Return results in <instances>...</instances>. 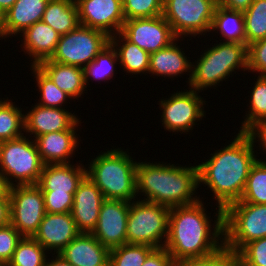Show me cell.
I'll use <instances>...</instances> for the list:
<instances>
[{
  "instance_id": "44dd1931",
  "label": "cell",
  "mask_w": 266,
  "mask_h": 266,
  "mask_svg": "<svg viewBox=\"0 0 266 266\" xmlns=\"http://www.w3.org/2000/svg\"><path fill=\"white\" fill-rule=\"evenodd\" d=\"M18 36L17 39L20 37L22 39L21 51L30 57L29 66H38L41 62L51 59L61 35L48 24L40 21L26 28Z\"/></svg>"
},
{
  "instance_id": "7402d4cb",
  "label": "cell",
  "mask_w": 266,
  "mask_h": 266,
  "mask_svg": "<svg viewBox=\"0 0 266 266\" xmlns=\"http://www.w3.org/2000/svg\"><path fill=\"white\" fill-rule=\"evenodd\" d=\"M109 252L91 233H79L58 254L73 266H109Z\"/></svg>"
},
{
  "instance_id": "e575fe53",
  "label": "cell",
  "mask_w": 266,
  "mask_h": 266,
  "mask_svg": "<svg viewBox=\"0 0 266 266\" xmlns=\"http://www.w3.org/2000/svg\"><path fill=\"white\" fill-rule=\"evenodd\" d=\"M243 14L246 45L266 38V0H254Z\"/></svg>"
},
{
  "instance_id": "f1b7e54d",
  "label": "cell",
  "mask_w": 266,
  "mask_h": 266,
  "mask_svg": "<svg viewBox=\"0 0 266 266\" xmlns=\"http://www.w3.org/2000/svg\"><path fill=\"white\" fill-rule=\"evenodd\" d=\"M254 81L253 86L249 87L252 90L248 91L249 104L246 106L249 110L245 111L246 117H243L238 132H248L255 125L266 123V76H254Z\"/></svg>"
},
{
  "instance_id": "2e32d148",
  "label": "cell",
  "mask_w": 266,
  "mask_h": 266,
  "mask_svg": "<svg viewBox=\"0 0 266 266\" xmlns=\"http://www.w3.org/2000/svg\"><path fill=\"white\" fill-rule=\"evenodd\" d=\"M27 108L24 111L25 135L33 140L46 133L80 129L81 118L75 111L72 113L69 109L45 107L36 103L28 111Z\"/></svg>"
},
{
  "instance_id": "4dcf8cb0",
  "label": "cell",
  "mask_w": 266,
  "mask_h": 266,
  "mask_svg": "<svg viewBox=\"0 0 266 266\" xmlns=\"http://www.w3.org/2000/svg\"><path fill=\"white\" fill-rule=\"evenodd\" d=\"M29 69L31 70V74H33L32 76H34L33 78L36 80L35 88L38 87L37 93L40 92L36 104L45 107L67 109L66 105L72 98L66 92L59 89L38 66H30Z\"/></svg>"
},
{
  "instance_id": "cb8c5ba5",
  "label": "cell",
  "mask_w": 266,
  "mask_h": 266,
  "mask_svg": "<svg viewBox=\"0 0 266 266\" xmlns=\"http://www.w3.org/2000/svg\"><path fill=\"white\" fill-rule=\"evenodd\" d=\"M49 0H16L2 16L1 39L17 37L26 28L42 20Z\"/></svg>"
},
{
  "instance_id": "83f0119b",
  "label": "cell",
  "mask_w": 266,
  "mask_h": 266,
  "mask_svg": "<svg viewBox=\"0 0 266 266\" xmlns=\"http://www.w3.org/2000/svg\"><path fill=\"white\" fill-rule=\"evenodd\" d=\"M41 21L60 35L73 31L80 24L76 1L49 0Z\"/></svg>"
},
{
  "instance_id": "836d02e7",
  "label": "cell",
  "mask_w": 266,
  "mask_h": 266,
  "mask_svg": "<svg viewBox=\"0 0 266 266\" xmlns=\"http://www.w3.org/2000/svg\"><path fill=\"white\" fill-rule=\"evenodd\" d=\"M236 202L266 204V162L258 159L252 166L241 199Z\"/></svg>"
},
{
  "instance_id": "484cf974",
  "label": "cell",
  "mask_w": 266,
  "mask_h": 266,
  "mask_svg": "<svg viewBox=\"0 0 266 266\" xmlns=\"http://www.w3.org/2000/svg\"><path fill=\"white\" fill-rule=\"evenodd\" d=\"M109 43L114 47L117 53L119 67L122 72L132 76H148L150 54L129 41L121 32L110 36Z\"/></svg>"
},
{
  "instance_id": "bcb514c9",
  "label": "cell",
  "mask_w": 266,
  "mask_h": 266,
  "mask_svg": "<svg viewBox=\"0 0 266 266\" xmlns=\"http://www.w3.org/2000/svg\"><path fill=\"white\" fill-rule=\"evenodd\" d=\"M10 224V198H0V227Z\"/></svg>"
},
{
  "instance_id": "f35d334b",
  "label": "cell",
  "mask_w": 266,
  "mask_h": 266,
  "mask_svg": "<svg viewBox=\"0 0 266 266\" xmlns=\"http://www.w3.org/2000/svg\"><path fill=\"white\" fill-rule=\"evenodd\" d=\"M22 237L11 223L0 227V262L5 264L10 262Z\"/></svg>"
},
{
  "instance_id": "4fadbf2b",
  "label": "cell",
  "mask_w": 266,
  "mask_h": 266,
  "mask_svg": "<svg viewBox=\"0 0 266 266\" xmlns=\"http://www.w3.org/2000/svg\"><path fill=\"white\" fill-rule=\"evenodd\" d=\"M121 33L149 54L167 47L178 38L163 15L125 20Z\"/></svg>"
},
{
  "instance_id": "f6af8a7d",
  "label": "cell",
  "mask_w": 266,
  "mask_h": 266,
  "mask_svg": "<svg viewBox=\"0 0 266 266\" xmlns=\"http://www.w3.org/2000/svg\"><path fill=\"white\" fill-rule=\"evenodd\" d=\"M254 0H218V5L236 11H246Z\"/></svg>"
},
{
  "instance_id": "c3c4849f",
  "label": "cell",
  "mask_w": 266,
  "mask_h": 266,
  "mask_svg": "<svg viewBox=\"0 0 266 266\" xmlns=\"http://www.w3.org/2000/svg\"><path fill=\"white\" fill-rule=\"evenodd\" d=\"M51 255L48 256L45 266H73L68 261L64 260L59 254H52V259L49 258Z\"/></svg>"
},
{
  "instance_id": "74e56055",
  "label": "cell",
  "mask_w": 266,
  "mask_h": 266,
  "mask_svg": "<svg viewBox=\"0 0 266 266\" xmlns=\"http://www.w3.org/2000/svg\"><path fill=\"white\" fill-rule=\"evenodd\" d=\"M234 257L242 266H266V237L247 243Z\"/></svg>"
},
{
  "instance_id": "d6a6232c",
  "label": "cell",
  "mask_w": 266,
  "mask_h": 266,
  "mask_svg": "<svg viewBox=\"0 0 266 266\" xmlns=\"http://www.w3.org/2000/svg\"><path fill=\"white\" fill-rule=\"evenodd\" d=\"M50 254L33 237L23 236L8 266H45Z\"/></svg>"
},
{
  "instance_id": "7a4b0ae2",
  "label": "cell",
  "mask_w": 266,
  "mask_h": 266,
  "mask_svg": "<svg viewBox=\"0 0 266 266\" xmlns=\"http://www.w3.org/2000/svg\"><path fill=\"white\" fill-rule=\"evenodd\" d=\"M205 204L199 199L190 205L171 208L164 248L173 261L206 258L224 248L223 209L215 207L213 221Z\"/></svg>"
},
{
  "instance_id": "ac0fdd59",
  "label": "cell",
  "mask_w": 266,
  "mask_h": 266,
  "mask_svg": "<svg viewBox=\"0 0 266 266\" xmlns=\"http://www.w3.org/2000/svg\"><path fill=\"white\" fill-rule=\"evenodd\" d=\"M79 233L71 212L46 213L33 238L49 253L58 254Z\"/></svg>"
},
{
  "instance_id": "4316f807",
  "label": "cell",
  "mask_w": 266,
  "mask_h": 266,
  "mask_svg": "<svg viewBox=\"0 0 266 266\" xmlns=\"http://www.w3.org/2000/svg\"><path fill=\"white\" fill-rule=\"evenodd\" d=\"M210 35H220L222 42L246 44L244 14L242 11L230 10L217 5L211 24ZM214 33H218L215 34ZM224 38V39H222Z\"/></svg>"
},
{
  "instance_id": "5b68a950",
  "label": "cell",
  "mask_w": 266,
  "mask_h": 266,
  "mask_svg": "<svg viewBox=\"0 0 266 266\" xmlns=\"http://www.w3.org/2000/svg\"><path fill=\"white\" fill-rule=\"evenodd\" d=\"M215 41L217 43L212 47L202 48L197 61L192 62V78L188 86L198 92L222 86L220 83L226 82L237 71L248 72L246 44Z\"/></svg>"
},
{
  "instance_id": "ee69618b",
  "label": "cell",
  "mask_w": 266,
  "mask_h": 266,
  "mask_svg": "<svg viewBox=\"0 0 266 266\" xmlns=\"http://www.w3.org/2000/svg\"><path fill=\"white\" fill-rule=\"evenodd\" d=\"M253 139V142L258 144L256 146V150L261 151L258 154L262 153L263 155H266V123H261L258 125H255L252 129H250L247 132ZM258 148V149H257ZM261 149V150H260ZM266 157V156H265ZM266 158H261L259 160H262L266 162Z\"/></svg>"
},
{
  "instance_id": "8fae6325",
  "label": "cell",
  "mask_w": 266,
  "mask_h": 266,
  "mask_svg": "<svg viewBox=\"0 0 266 266\" xmlns=\"http://www.w3.org/2000/svg\"><path fill=\"white\" fill-rule=\"evenodd\" d=\"M103 31L79 24L73 31L60 36L51 61L85 68L109 44Z\"/></svg>"
},
{
  "instance_id": "db71d44e",
  "label": "cell",
  "mask_w": 266,
  "mask_h": 266,
  "mask_svg": "<svg viewBox=\"0 0 266 266\" xmlns=\"http://www.w3.org/2000/svg\"><path fill=\"white\" fill-rule=\"evenodd\" d=\"M0 266H8V264L0 262Z\"/></svg>"
},
{
  "instance_id": "f546056e",
  "label": "cell",
  "mask_w": 266,
  "mask_h": 266,
  "mask_svg": "<svg viewBox=\"0 0 266 266\" xmlns=\"http://www.w3.org/2000/svg\"><path fill=\"white\" fill-rule=\"evenodd\" d=\"M116 64H120L117 53L114 47L109 43L100 51L94 60L84 68L86 88L89 87V82L92 80L101 84L100 82L102 81L107 83L113 79L117 70Z\"/></svg>"
},
{
  "instance_id": "1f68e13d",
  "label": "cell",
  "mask_w": 266,
  "mask_h": 266,
  "mask_svg": "<svg viewBox=\"0 0 266 266\" xmlns=\"http://www.w3.org/2000/svg\"><path fill=\"white\" fill-rule=\"evenodd\" d=\"M12 100L9 99L0 109V143L25 135L24 109Z\"/></svg>"
},
{
  "instance_id": "30bf717a",
  "label": "cell",
  "mask_w": 266,
  "mask_h": 266,
  "mask_svg": "<svg viewBox=\"0 0 266 266\" xmlns=\"http://www.w3.org/2000/svg\"><path fill=\"white\" fill-rule=\"evenodd\" d=\"M194 89L188 87L184 91L176 90V93L168 95V98H161L158 102L161 114L160 121L165 131L188 134L191 132L195 125L199 123L204 117L206 112L204 105L206 104L205 98L200 96ZM184 132V133H183Z\"/></svg>"
},
{
  "instance_id": "ffe728a7",
  "label": "cell",
  "mask_w": 266,
  "mask_h": 266,
  "mask_svg": "<svg viewBox=\"0 0 266 266\" xmlns=\"http://www.w3.org/2000/svg\"><path fill=\"white\" fill-rule=\"evenodd\" d=\"M79 130L46 133L34 139L44 165L73 163L74 154L81 142ZM80 140H79V137ZM72 161V162H71Z\"/></svg>"
},
{
  "instance_id": "277c9868",
  "label": "cell",
  "mask_w": 266,
  "mask_h": 266,
  "mask_svg": "<svg viewBox=\"0 0 266 266\" xmlns=\"http://www.w3.org/2000/svg\"><path fill=\"white\" fill-rule=\"evenodd\" d=\"M112 148L92 156L96 157L85 164L86 175L99 187L105 199L136 200L137 161L129 149Z\"/></svg>"
},
{
  "instance_id": "681fc988",
  "label": "cell",
  "mask_w": 266,
  "mask_h": 266,
  "mask_svg": "<svg viewBox=\"0 0 266 266\" xmlns=\"http://www.w3.org/2000/svg\"><path fill=\"white\" fill-rule=\"evenodd\" d=\"M16 0H0V15L3 16L15 3Z\"/></svg>"
},
{
  "instance_id": "7c38bea8",
  "label": "cell",
  "mask_w": 266,
  "mask_h": 266,
  "mask_svg": "<svg viewBox=\"0 0 266 266\" xmlns=\"http://www.w3.org/2000/svg\"><path fill=\"white\" fill-rule=\"evenodd\" d=\"M45 214L44 196L37 185L11 186L10 223L22 236L33 237Z\"/></svg>"
},
{
  "instance_id": "816d5d0a",
  "label": "cell",
  "mask_w": 266,
  "mask_h": 266,
  "mask_svg": "<svg viewBox=\"0 0 266 266\" xmlns=\"http://www.w3.org/2000/svg\"><path fill=\"white\" fill-rule=\"evenodd\" d=\"M233 266H242L234 257V263Z\"/></svg>"
},
{
  "instance_id": "8992f818",
  "label": "cell",
  "mask_w": 266,
  "mask_h": 266,
  "mask_svg": "<svg viewBox=\"0 0 266 266\" xmlns=\"http://www.w3.org/2000/svg\"><path fill=\"white\" fill-rule=\"evenodd\" d=\"M224 249L235 256L247 243L266 237V204L234 202L223 210Z\"/></svg>"
},
{
  "instance_id": "ba28073f",
  "label": "cell",
  "mask_w": 266,
  "mask_h": 266,
  "mask_svg": "<svg viewBox=\"0 0 266 266\" xmlns=\"http://www.w3.org/2000/svg\"><path fill=\"white\" fill-rule=\"evenodd\" d=\"M43 166L36 144L29 136L0 143V171L11 186L36 185Z\"/></svg>"
},
{
  "instance_id": "e0dca14e",
  "label": "cell",
  "mask_w": 266,
  "mask_h": 266,
  "mask_svg": "<svg viewBox=\"0 0 266 266\" xmlns=\"http://www.w3.org/2000/svg\"><path fill=\"white\" fill-rule=\"evenodd\" d=\"M104 200L99 187L86 175L77 186L71 210L76 228L80 233H92L96 228Z\"/></svg>"
},
{
  "instance_id": "ab89813d",
  "label": "cell",
  "mask_w": 266,
  "mask_h": 266,
  "mask_svg": "<svg viewBox=\"0 0 266 266\" xmlns=\"http://www.w3.org/2000/svg\"><path fill=\"white\" fill-rule=\"evenodd\" d=\"M247 56L248 72L256 73V76H266V38L247 46Z\"/></svg>"
},
{
  "instance_id": "f907efd6",
  "label": "cell",
  "mask_w": 266,
  "mask_h": 266,
  "mask_svg": "<svg viewBox=\"0 0 266 266\" xmlns=\"http://www.w3.org/2000/svg\"><path fill=\"white\" fill-rule=\"evenodd\" d=\"M9 97H7V98H4L3 97V99L2 98H0V109H1V107L9 100L8 99Z\"/></svg>"
},
{
  "instance_id": "9c48e42d",
  "label": "cell",
  "mask_w": 266,
  "mask_h": 266,
  "mask_svg": "<svg viewBox=\"0 0 266 266\" xmlns=\"http://www.w3.org/2000/svg\"><path fill=\"white\" fill-rule=\"evenodd\" d=\"M218 0H164L163 17L178 38L210 34Z\"/></svg>"
},
{
  "instance_id": "d4e9b609",
  "label": "cell",
  "mask_w": 266,
  "mask_h": 266,
  "mask_svg": "<svg viewBox=\"0 0 266 266\" xmlns=\"http://www.w3.org/2000/svg\"><path fill=\"white\" fill-rule=\"evenodd\" d=\"M38 67L72 99L78 101L80 97L84 96V93H88L85 92L89 89L85 85L84 68L61 64L50 59L41 62Z\"/></svg>"
},
{
  "instance_id": "d590c367",
  "label": "cell",
  "mask_w": 266,
  "mask_h": 266,
  "mask_svg": "<svg viewBox=\"0 0 266 266\" xmlns=\"http://www.w3.org/2000/svg\"><path fill=\"white\" fill-rule=\"evenodd\" d=\"M155 248L144 244H123L109 252V266H142Z\"/></svg>"
},
{
  "instance_id": "7bdbcfd3",
  "label": "cell",
  "mask_w": 266,
  "mask_h": 266,
  "mask_svg": "<svg viewBox=\"0 0 266 266\" xmlns=\"http://www.w3.org/2000/svg\"><path fill=\"white\" fill-rule=\"evenodd\" d=\"M173 259L164 248H155L146 258L142 266H172Z\"/></svg>"
},
{
  "instance_id": "52a82bcc",
  "label": "cell",
  "mask_w": 266,
  "mask_h": 266,
  "mask_svg": "<svg viewBox=\"0 0 266 266\" xmlns=\"http://www.w3.org/2000/svg\"><path fill=\"white\" fill-rule=\"evenodd\" d=\"M171 208L143 200H133L127 220L126 239L129 244L164 247L168 237Z\"/></svg>"
},
{
  "instance_id": "5bb4252c",
  "label": "cell",
  "mask_w": 266,
  "mask_h": 266,
  "mask_svg": "<svg viewBox=\"0 0 266 266\" xmlns=\"http://www.w3.org/2000/svg\"><path fill=\"white\" fill-rule=\"evenodd\" d=\"M130 202L105 199L92 235L109 250L127 243V220Z\"/></svg>"
},
{
  "instance_id": "60d3db41",
  "label": "cell",
  "mask_w": 266,
  "mask_h": 266,
  "mask_svg": "<svg viewBox=\"0 0 266 266\" xmlns=\"http://www.w3.org/2000/svg\"><path fill=\"white\" fill-rule=\"evenodd\" d=\"M46 213H69L73 207L74 193L42 191Z\"/></svg>"
},
{
  "instance_id": "603a6c76",
  "label": "cell",
  "mask_w": 266,
  "mask_h": 266,
  "mask_svg": "<svg viewBox=\"0 0 266 266\" xmlns=\"http://www.w3.org/2000/svg\"><path fill=\"white\" fill-rule=\"evenodd\" d=\"M78 162L44 165L36 185L41 191L75 193L77 186L86 176V165L80 160Z\"/></svg>"
},
{
  "instance_id": "6da1fadb",
  "label": "cell",
  "mask_w": 266,
  "mask_h": 266,
  "mask_svg": "<svg viewBox=\"0 0 266 266\" xmlns=\"http://www.w3.org/2000/svg\"><path fill=\"white\" fill-rule=\"evenodd\" d=\"M232 139L197 164L199 186H207L212 200L223 210L241 199L250 170L259 159L257 144L247 132H237Z\"/></svg>"
},
{
  "instance_id": "8d00e7d4",
  "label": "cell",
  "mask_w": 266,
  "mask_h": 266,
  "mask_svg": "<svg viewBox=\"0 0 266 266\" xmlns=\"http://www.w3.org/2000/svg\"><path fill=\"white\" fill-rule=\"evenodd\" d=\"M164 0H122L125 20L150 18L163 14Z\"/></svg>"
},
{
  "instance_id": "9a60e30c",
  "label": "cell",
  "mask_w": 266,
  "mask_h": 266,
  "mask_svg": "<svg viewBox=\"0 0 266 266\" xmlns=\"http://www.w3.org/2000/svg\"><path fill=\"white\" fill-rule=\"evenodd\" d=\"M79 23L105 32L109 37L121 32L125 17L122 0H75Z\"/></svg>"
},
{
  "instance_id": "d6986e66",
  "label": "cell",
  "mask_w": 266,
  "mask_h": 266,
  "mask_svg": "<svg viewBox=\"0 0 266 266\" xmlns=\"http://www.w3.org/2000/svg\"><path fill=\"white\" fill-rule=\"evenodd\" d=\"M183 39L177 38L167 47L150 54L148 70V74H151L150 77L157 76L158 78L161 76L175 80L177 76L182 77L184 74L189 73L187 74L189 78H186L188 79L186 83L189 85L192 78V62L189 59L190 57H187L184 53V48H180ZM179 41L181 46L178 45Z\"/></svg>"
},
{
  "instance_id": "f5cc1de1",
  "label": "cell",
  "mask_w": 266,
  "mask_h": 266,
  "mask_svg": "<svg viewBox=\"0 0 266 266\" xmlns=\"http://www.w3.org/2000/svg\"><path fill=\"white\" fill-rule=\"evenodd\" d=\"M2 16L0 15V40H1Z\"/></svg>"
},
{
  "instance_id": "3957f363",
  "label": "cell",
  "mask_w": 266,
  "mask_h": 266,
  "mask_svg": "<svg viewBox=\"0 0 266 266\" xmlns=\"http://www.w3.org/2000/svg\"><path fill=\"white\" fill-rule=\"evenodd\" d=\"M151 162H137L135 183L139 200L173 208L190 205L200 199L197 193L199 180L196 163L195 166L191 163L190 166H183L166 161Z\"/></svg>"
},
{
  "instance_id": "7dc6e473",
  "label": "cell",
  "mask_w": 266,
  "mask_h": 266,
  "mask_svg": "<svg viewBox=\"0 0 266 266\" xmlns=\"http://www.w3.org/2000/svg\"><path fill=\"white\" fill-rule=\"evenodd\" d=\"M11 185L0 171V198H10Z\"/></svg>"
},
{
  "instance_id": "b9f144b4",
  "label": "cell",
  "mask_w": 266,
  "mask_h": 266,
  "mask_svg": "<svg viewBox=\"0 0 266 266\" xmlns=\"http://www.w3.org/2000/svg\"><path fill=\"white\" fill-rule=\"evenodd\" d=\"M234 256L224 248L209 257L173 261L172 266H233Z\"/></svg>"
}]
</instances>
